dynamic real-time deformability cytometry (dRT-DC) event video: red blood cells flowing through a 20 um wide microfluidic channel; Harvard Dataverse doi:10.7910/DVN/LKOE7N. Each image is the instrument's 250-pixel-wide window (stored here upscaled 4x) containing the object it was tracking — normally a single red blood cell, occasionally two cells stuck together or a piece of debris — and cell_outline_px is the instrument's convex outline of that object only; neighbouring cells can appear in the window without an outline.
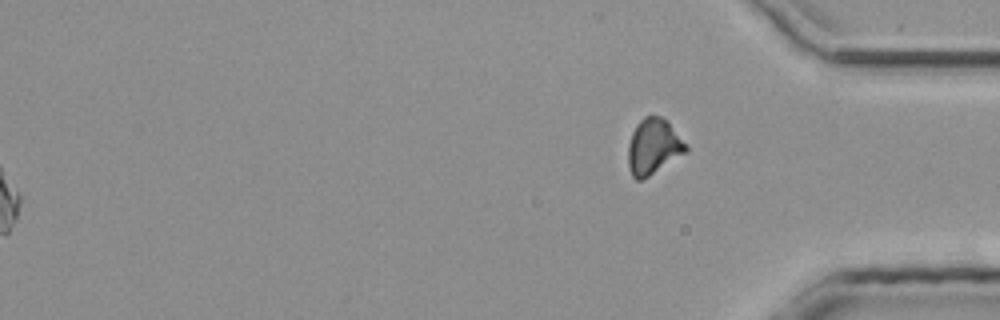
{"species": "common noctule bat (a hibernating species)", "species_latin": "Nyctalus noctula", "temperature_condition": "room temperature", "stored_images_in_passage": 30, "camera_frame_rate_fps": 3000, "um_per_image_px": 0.085, "animal": {"sex": "male", "body_mass_g": 20.4}, "frame": {"image": 1, "passage_image": 30, "time_ms": 9.667, "image_size_px": [1000, 320], "cell_outline_px": [[688, 152], [644, 180], [636, 180], [632, 176], [628, 168], [628, 144], [632, 132], [636, 124], [644, 116], [660, 116], [668, 120], [688, 144]], "centroid_in_image_um": [55.57, 12.47], "position_along_channel_um": 379.6, "area_um2": 19.36}}